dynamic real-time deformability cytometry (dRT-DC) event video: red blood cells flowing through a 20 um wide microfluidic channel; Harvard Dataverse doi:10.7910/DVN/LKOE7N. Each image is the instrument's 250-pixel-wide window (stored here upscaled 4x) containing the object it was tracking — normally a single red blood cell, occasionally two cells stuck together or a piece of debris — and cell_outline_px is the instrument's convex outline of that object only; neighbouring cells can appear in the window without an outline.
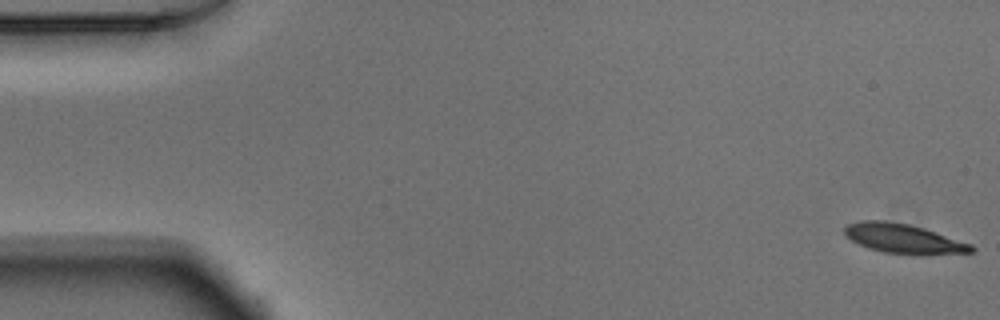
{"species": "Egyptian fruit bat (a non-hibernating species)", "species_latin": "Rousettus aegyptiacus", "temperature_condition": "warm", "stored_images_in_passage": 52, "camera_frame_rate_fps": 3000, "um_per_image_px": 0.085, "animal": {"sex": "male"}, "frame": {"image": 1, "passage_image": 1, "time_ms": 0.0, "image_size_px": [1000, 320], "cell_outline_px": [[976, 248], [972, 252], [924, 256], [884, 252], [868, 248], [852, 240], [844, 232], [844, 228], [848, 224], [860, 220], [884, 220], [908, 224], [924, 228], [972, 244]], "centroid_in_image_um": [76.85, 20.3], "position_along_channel_um": 8.2, "area_um2": 21.96}}
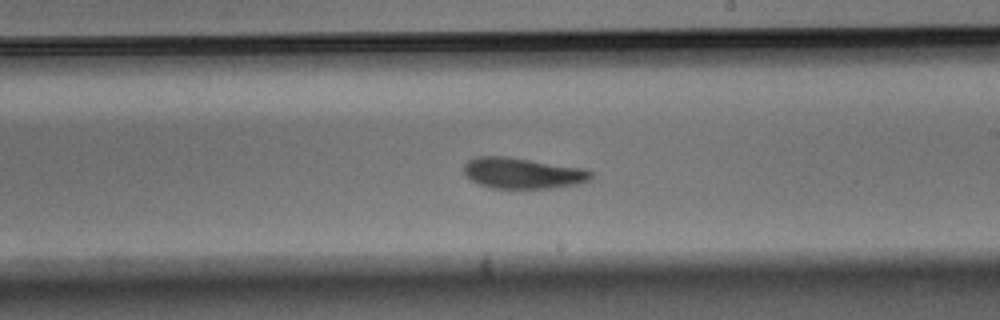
{"frame": {"image": 2, "passage_image": 30, "time_ms": 9.667, "image_size_px": [1000, 320], "cell_outline_px": [[592, 176], [588, 180], [580, 184], [552, 188], [492, 188], [480, 184], [472, 180], [464, 172], [464, 164], [468, 160], [476, 156], [508, 156], [584, 168], [592, 172]], "centroid_in_image_um": [44.44, 14.71], "position_along_channel_um": 244.6, "area_um2": 22.95}}
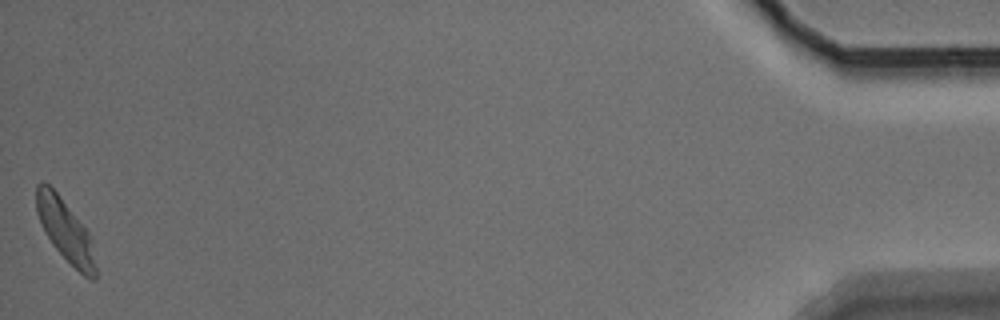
{"frame": {"image": 3, "passage_image": 52, "time_ms": 17.0, "image_size_px": [1000, 320], "cell_outline_px": [[96, 280], [92, 280], [84, 276], [52, 244], [44, 232], [36, 212], [36, 184], [40, 180], [48, 184], [60, 196], [88, 232], [92, 240], [96, 268]], "centroid_in_image_um": [5.54, 19.57], "position_along_channel_um": 429.7, "area_um2": 21.15}, "authors_computed_cell_mechanics": {"area_um2": 22.831, "velocity_mm_per_s": 3.8425, "shape_relaxation_time_tau1_ms": 3.4281, "shape_relaxation_time_tau2_ms": 2.235, "deformation_change_tau1": 0.1507, "deformation_change_tau2": 0.0981}}